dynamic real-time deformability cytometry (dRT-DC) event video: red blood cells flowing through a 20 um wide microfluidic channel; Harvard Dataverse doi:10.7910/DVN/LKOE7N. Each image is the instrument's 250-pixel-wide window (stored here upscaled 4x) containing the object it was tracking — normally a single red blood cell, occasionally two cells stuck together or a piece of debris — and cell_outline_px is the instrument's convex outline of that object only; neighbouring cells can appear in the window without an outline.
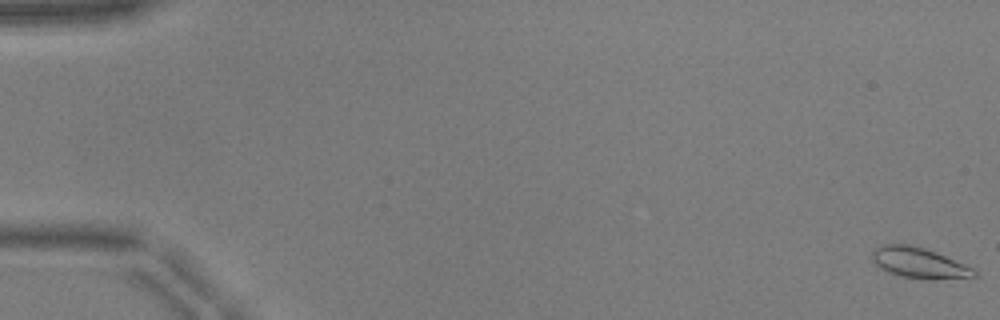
{"species": "common noctule bat (a hibernating species)", "species_latin": "Nyctalus noctula", "temperature_condition": "warm", "stored_images_in_passage": 53, "camera_frame_rate_fps": 3000, "um_per_image_px": 0.085, "animal": {"sex": "male", "body_mass_g": 17.9, "forearm_length_mm": 54.2}, "frame": {"image": 1, "passage_image": 1, "time_ms": 0.0, "image_size_px": [1000, 320], "cell_outline_px": [[976, 276], [900, 276], [888, 272], [880, 268], [872, 260], [872, 252], [880, 244], [908, 244], [924, 248], [936, 252], [972, 268], [976, 272]], "centroid_in_image_um": [77.97, 22.26], "position_along_channel_um": 7.0, "area_um2": 16.94}}
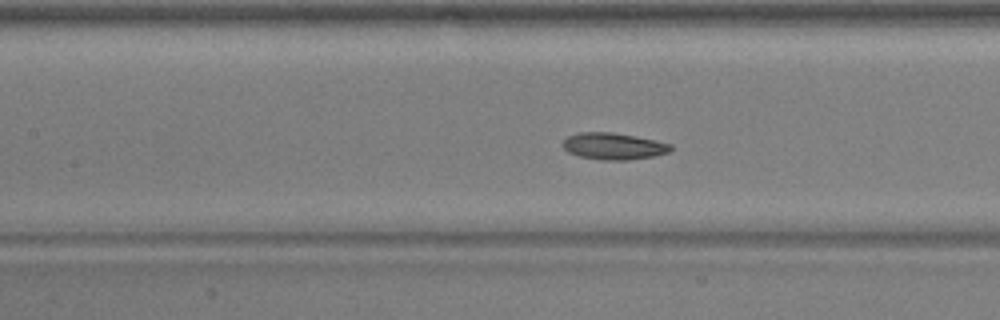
{"frame": {"image": 2, "passage_image": 25, "time_ms": 8.0, "image_size_px": [1000, 320], "cell_outline_px": [[672, 148], [668, 152], [656, 156], [628, 160], [604, 160], [580, 156], [568, 152], [560, 144], [568, 136], [580, 132], [612, 132], [636, 136], [656, 140], [672, 144]], "centroid_in_image_um": [52.16, 12.42], "position_along_channel_um": 155.2, "area_um2": 16.88}}
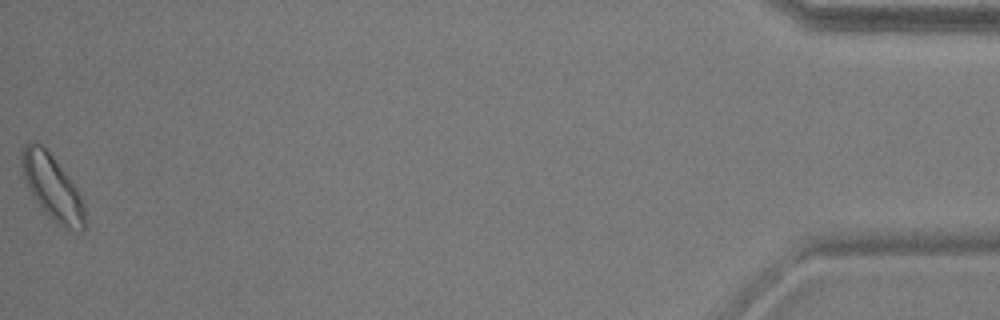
{"frame": {"image": 3, "passage_image": 53, "time_ms": 17.333, "image_size_px": [1000, 320], "cell_outline_px": [[84, 228], [80, 232], [60, 224], [48, 216], [28, 188], [20, 168], [20, 152], [24, 144], [28, 140], [36, 140], [52, 156], [68, 176], [76, 188], [80, 196], [84, 208]], "centroid_in_image_um": [4.38, 15.84], "position_along_channel_um": 430.8, "area_um2": 23.47}, "authors_computed_cell_mechanics": {"area_um2": 17.1666, "velocity_mm_per_s": 3.9188, "shape_relaxation_time_tau1_ms": 3.5444, "shape_relaxation_time_tau2_ms": 4.5429, "deformation_change_tau1": 0.0994, "deformation_change_tau2": 0.1069}}